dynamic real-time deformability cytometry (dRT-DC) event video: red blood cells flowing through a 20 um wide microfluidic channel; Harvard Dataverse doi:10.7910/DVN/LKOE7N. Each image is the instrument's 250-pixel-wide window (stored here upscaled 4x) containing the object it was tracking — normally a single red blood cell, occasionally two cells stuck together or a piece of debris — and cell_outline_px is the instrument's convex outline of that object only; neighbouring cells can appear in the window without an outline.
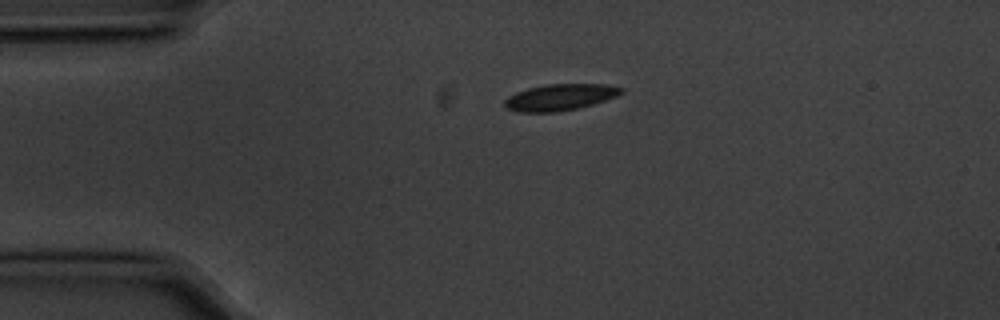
{"species": "common noctule bat (a hibernating species)", "species_latin": "Nyctalus noctula", "temperature_condition": "cold", "stored_images_in_passage": 4, "camera_frame_rate_fps": 3000, "um_per_image_px": 0.085, "animal": {"sex": "male", "body_mass_g": 20.1, "forearm_length_mm": 53.5}, "frame": {"image": 1, "passage_image": 4, "time_ms": 1.0, "image_size_px": [1000, 320], "cell_outline_px": [[624, 92], [616, 96], [592, 104], [576, 108], [556, 112], [520, 112], [508, 108], [504, 104], [504, 100], [508, 96], [516, 92], [528, 88], [544, 84], [604, 84], [624, 88]], "centroid_in_image_um": [47.59, 8.25], "position_along_channel_um": 37.4, "area_um2": 17.8}}